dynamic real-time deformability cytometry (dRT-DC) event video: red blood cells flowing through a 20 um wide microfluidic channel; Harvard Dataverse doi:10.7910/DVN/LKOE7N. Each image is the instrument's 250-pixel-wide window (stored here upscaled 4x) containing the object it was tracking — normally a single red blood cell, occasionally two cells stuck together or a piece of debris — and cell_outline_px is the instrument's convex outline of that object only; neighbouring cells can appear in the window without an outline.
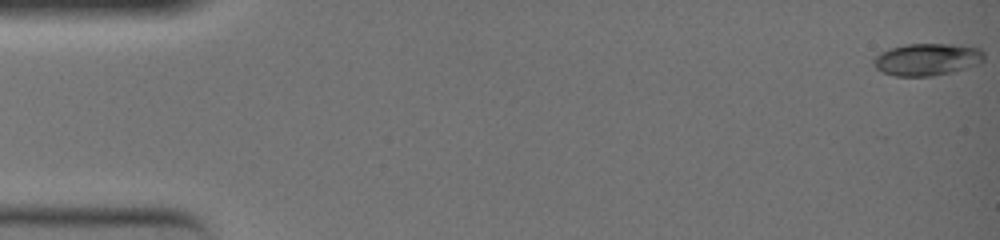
{"species": "common noctule bat (a hibernating species)", "species_latin": "Nyctalus noctula", "temperature_condition": "warm", "stored_images_in_passage": 50, "camera_frame_rate_fps": 3000, "um_per_image_px": 0.085, "animal": {"sex": "female", "body_mass_g": 19.0, "forearm_length_mm": 51.5}, "frame": {"image": 1, "passage_image": 1, "time_ms": 0.0, "image_size_px": [1000, 240], "cell_outline_px": [[984, 60], [980, 64], [968, 68], [952, 72], [932, 76], [896, 76], [880, 72], [872, 64], [872, 60], [876, 56], [892, 48], [904, 44], [952, 44], [980, 48], [984, 52]], "centroid_in_image_um": [78.83, 5.06], "position_along_channel_um": 6.2, "area_um2": 20.87}}
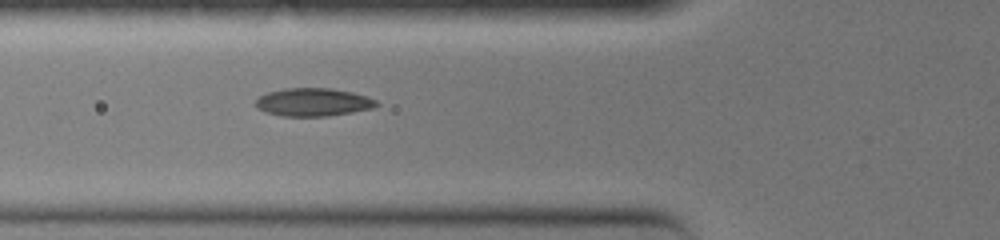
{"frame": {"image": 2, "passage_image": 20, "time_ms": 6.333, "image_size_px": [1000, 240], "cell_outline_px": [[380, 104], [372, 108], [352, 112], [328, 116], [280, 116], [264, 112], [256, 108], [252, 104], [260, 96], [268, 92], [284, 88], [332, 88], [352, 92], [376, 100]], "centroid_in_image_um": [26.56, 8.69], "position_along_channel_um": 99.2, "area_um2": 19.88}}
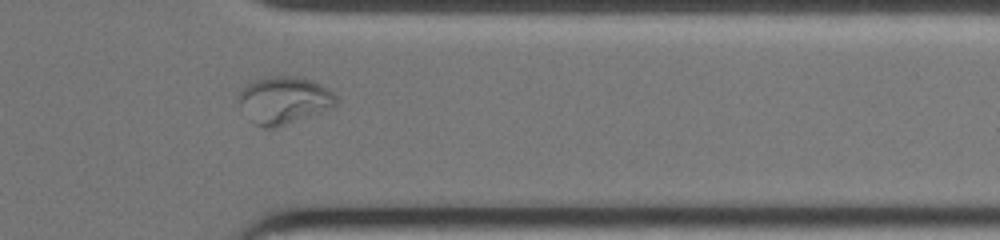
{"frame": {"image": 3, "passage_image": 42, "time_ms": 13.667, "image_size_px": [1000, 240], "cell_outline_px": [[336, 104], [332, 108], [276, 128], [264, 128], [252, 124], [248, 120], [236, 96], [236, 92], [240, 88], [252, 80], [264, 76], [292, 76], [312, 80], [328, 88], [336, 96]], "centroid_in_image_um": [24.06, 8.51], "position_along_channel_um": 387.3, "area_um2": 27.4}}